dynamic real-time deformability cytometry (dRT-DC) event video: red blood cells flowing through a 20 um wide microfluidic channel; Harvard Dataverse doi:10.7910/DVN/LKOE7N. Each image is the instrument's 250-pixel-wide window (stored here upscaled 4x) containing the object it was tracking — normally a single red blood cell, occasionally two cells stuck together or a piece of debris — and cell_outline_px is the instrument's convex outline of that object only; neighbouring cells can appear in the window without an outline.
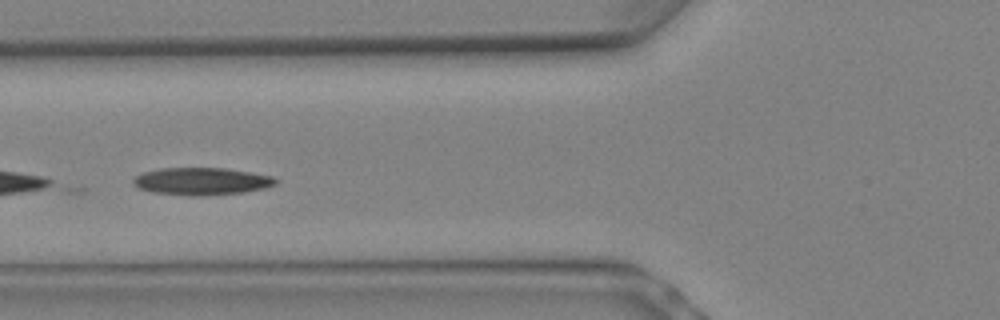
{"species": "Egyptian fruit bat (a non-hibernating species)", "species_latin": "Rousettus aegyptiacus", "temperature_condition": "warm", "stored_images_in_passage": 11, "camera_frame_rate_fps": 3000, "um_per_image_px": 0.085, "animal": {"sex": "female"}, "frame": {"image": 1, "passage_image": 6, "time_ms": 1.667, "image_size_px": [1000, 320], "cell_outline_px": [[276, 184], [264, 188], [244, 192], [200, 196], [192, 196], [152, 192], [140, 188], [132, 184], [132, 180], [136, 176], [144, 172], [160, 168], [224, 168], [252, 172], [272, 176], [276, 180]], "centroid_in_image_um": [17.12, 15.41], "position_along_channel_um": 108.7, "area_um2": 22.66}}